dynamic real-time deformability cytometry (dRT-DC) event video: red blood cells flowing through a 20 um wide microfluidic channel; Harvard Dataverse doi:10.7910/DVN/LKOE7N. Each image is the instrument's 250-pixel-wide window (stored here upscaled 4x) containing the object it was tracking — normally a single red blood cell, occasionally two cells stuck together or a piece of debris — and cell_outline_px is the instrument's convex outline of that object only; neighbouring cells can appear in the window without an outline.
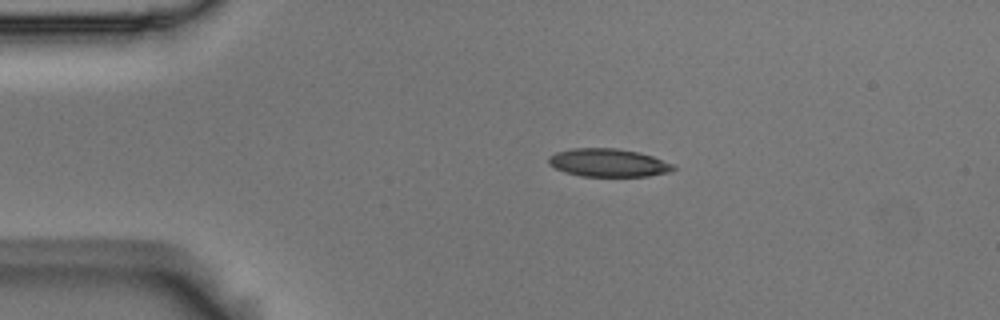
{"species": "Egyptian fruit bat (a non-hibernating species)", "species_latin": "Rousettus aegyptiacus", "temperature_condition": "room temperature", "stored_images_in_passage": 6, "camera_frame_rate_fps": 3000, "um_per_image_px": 0.085, "animal": {"sex": "male"}, "frame": {"image": 1, "passage_image": 3, "time_ms": 0.667, "image_size_px": [1000, 320], "cell_outline_px": [[676, 168], [668, 172], [648, 176], [580, 176], [564, 172], [548, 164], [548, 156], [556, 152], [572, 148], [616, 148], [640, 152], [652, 156], [672, 164]], "centroid_in_image_um": [51.66, 13.83], "position_along_channel_um": 33.3, "area_um2": 20.4}}
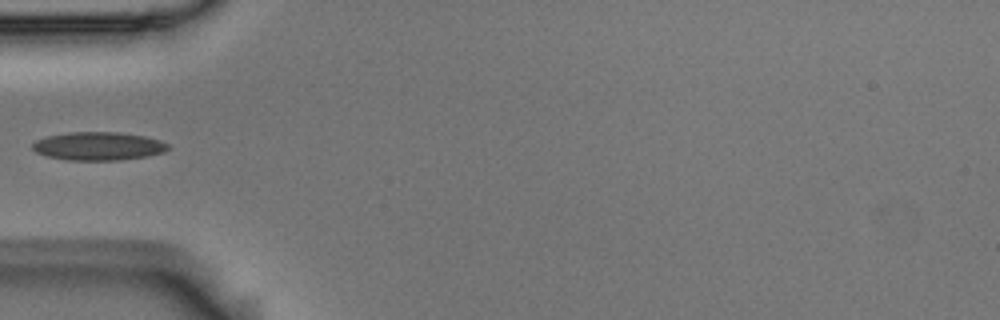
{"frame": {"image": 2, "passage_image": 5, "time_ms": 1.333, "image_size_px": [1000, 320], "cell_outline_px": [[172, 148], [164, 152], [148, 156], [120, 160], [68, 160], [48, 156], [36, 152], [32, 148], [32, 144], [36, 140], [44, 136], [68, 132], [120, 132], [144, 136], [160, 140], [168, 144]], "centroid_in_image_um": [8.38, 12.41], "position_along_channel_um": 76.6, "area_um2": 22.54}}
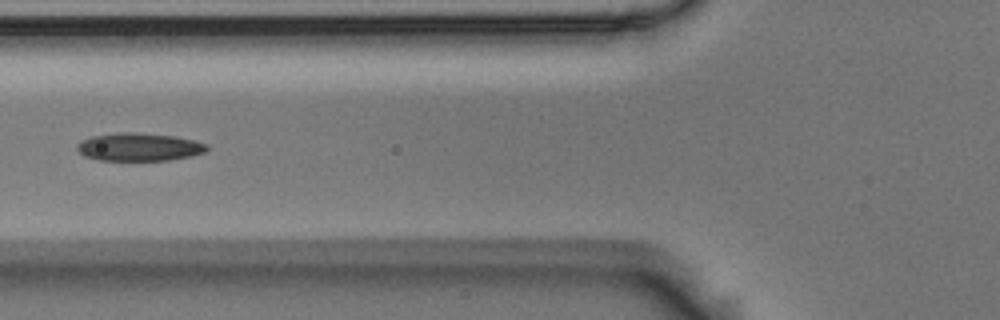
{"frame": {"image": 3, "passage_image": 6, "time_ms": 1.667, "image_size_px": [1000, 320], "cell_outline_px": [[208, 148], [204, 152], [192, 156], [172, 160], [100, 160], [84, 156], [76, 148], [76, 144], [80, 140], [92, 136], [120, 132], [136, 132], [176, 136], [196, 140], [208, 144]], "centroid_in_image_um": [11.84, 12.48], "position_along_channel_um": 114.0, "area_um2": 21.39}}